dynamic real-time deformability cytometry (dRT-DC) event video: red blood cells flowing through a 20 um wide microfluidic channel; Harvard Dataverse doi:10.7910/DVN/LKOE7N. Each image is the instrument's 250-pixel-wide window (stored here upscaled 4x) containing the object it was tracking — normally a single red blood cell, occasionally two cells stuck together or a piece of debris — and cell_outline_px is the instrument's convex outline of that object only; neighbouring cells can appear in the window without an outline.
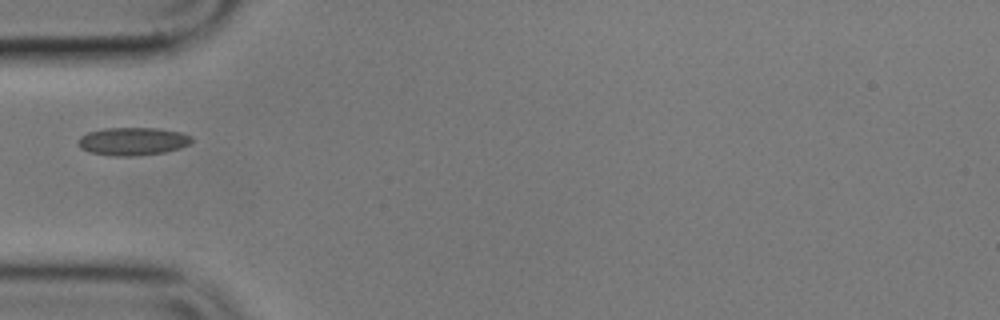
{"species": "common noctule bat (a hibernating species)", "species_latin": "Nyctalus noctula", "temperature_condition": "cold", "stored_images_in_passage": 5, "camera_frame_rate_fps": 3000, "um_per_image_px": 0.085, "animal": {"sex": "male", "body_mass_g": 17.9}, "frame": {"image": 1, "passage_image": 5, "time_ms": 4.667, "image_size_px": [1000, 320], "cell_outline_px": [[192, 140], [188, 144], [180, 148], [164, 152], [136, 156], [112, 156], [92, 152], [80, 148], [80, 136], [88, 132], [104, 128], [160, 128], [180, 132], [192, 136]], "centroid_in_image_um": [11.31, 12.01], "position_along_channel_um": 73.7, "area_um2": 18.38}}